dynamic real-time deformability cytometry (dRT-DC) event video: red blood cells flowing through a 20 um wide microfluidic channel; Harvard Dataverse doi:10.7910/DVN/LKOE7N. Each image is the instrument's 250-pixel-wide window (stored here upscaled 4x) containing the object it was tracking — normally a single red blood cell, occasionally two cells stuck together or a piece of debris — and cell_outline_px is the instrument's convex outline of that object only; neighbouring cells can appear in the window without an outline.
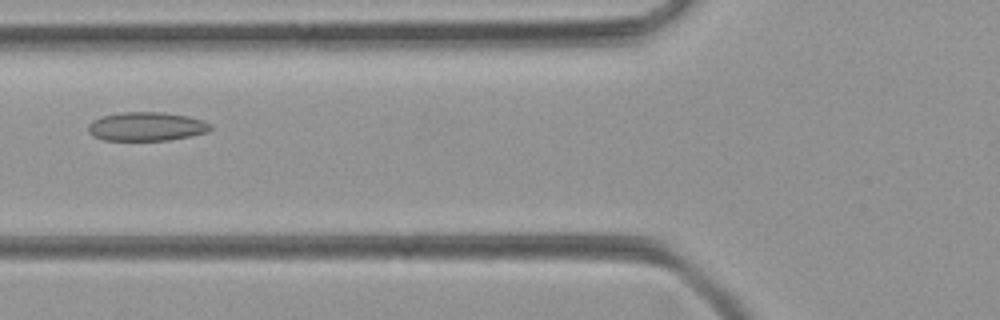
{"species": "common noctule bat (a hibernating species)", "species_latin": "Nyctalus noctula", "temperature_condition": "room temperature", "stored_images_in_passage": 35, "camera_frame_rate_fps": 3000, "um_per_image_px": 0.085, "animal": {"sex": "female", "body_mass_g": 21.9}, "frame": {"image": 1, "passage_image": 8, "time_ms": 2.333, "image_size_px": [1000, 320], "cell_outline_px": [[212, 128], [208, 132], [168, 140], [104, 140], [92, 136], [88, 132], [88, 124], [92, 120], [104, 116], [124, 112], [164, 112], [188, 116], [204, 120], [212, 124]], "centroid_in_image_um": [12.46, 10.75], "position_along_channel_um": 113.3, "area_um2": 20.58}}
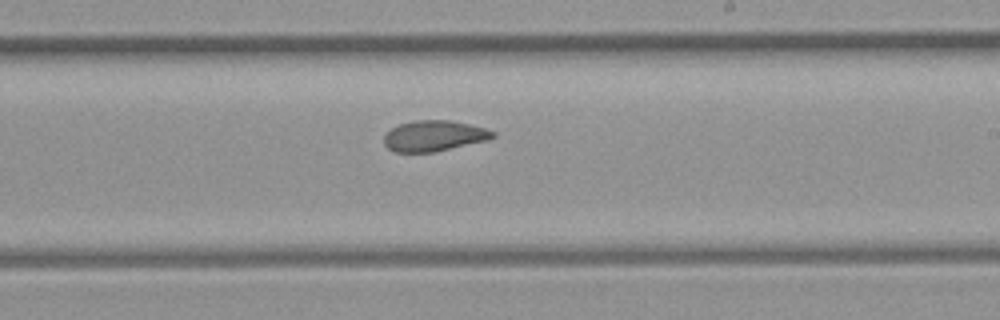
{"frame": {"image": 2, "passage_image": 18, "time_ms": 5.667, "image_size_px": [1000, 320], "cell_outline_px": [[496, 136], [488, 140], [436, 152], [392, 152], [384, 144], [384, 136], [392, 128], [400, 124], [412, 120], [452, 120], [484, 128], [496, 132]], "centroid_in_image_um": [36.9, 11.55], "position_along_channel_um": 252.1, "area_um2": 19.59}}
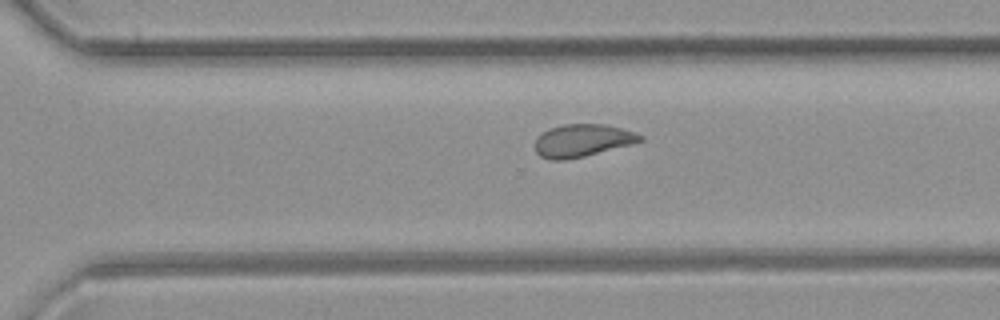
{"frame": {"image": 3, "passage_image": 23, "time_ms": 7.333, "image_size_px": [1000, 320], "cell_outline_px": [[644, 140], [632, 144], [584, 156], [564, 160], [552, 160], [540, 156], [536, 152], [536, 136], [540, 132], [548, 128], [564, 124], [604, 124], [636, 132], [644, 136]], "centroid_in_image_um": [49.49, 11.93], "position_along_channel_um": 321.1, "area_um2": 20.06}}